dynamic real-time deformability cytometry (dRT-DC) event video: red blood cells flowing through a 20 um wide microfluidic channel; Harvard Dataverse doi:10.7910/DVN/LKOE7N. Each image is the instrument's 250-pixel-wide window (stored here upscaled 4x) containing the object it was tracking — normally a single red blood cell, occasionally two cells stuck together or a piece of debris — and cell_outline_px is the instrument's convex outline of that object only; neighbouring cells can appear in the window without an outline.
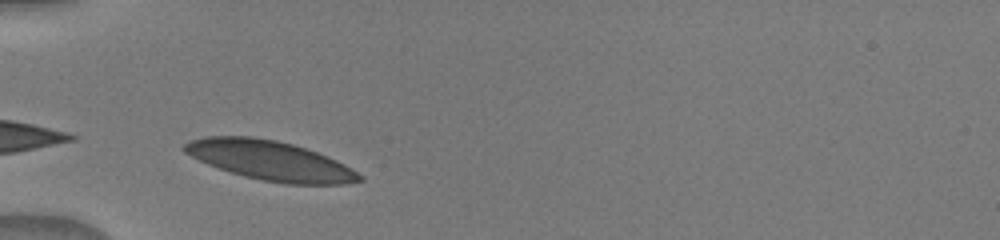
{"species": "human", "species_latin": "Homo sapiens", "temperature_condition": "warm", "stored_images_in_passage": 14, "camera_frame_rate_fps": 3000, "um_per_image_px": 0.085, "donor": {"sex": "male"}, "frame": {"image": 1, "passage_image": 1, "time_ms": 0.0, "image_size_px": [1000, 240], "cell_outline_px": [[364, 180], [344, 184], [288, 184], [264, 180], [244, 176], [208, 164], [184, 152], [180, 148], [184, 144], [192, 140], [208, 136], [252, 136], [276, 140], [292, 144], [316, 152], [336, 160], [344, 164], [364, 176]], "centroid_in_image_um": [22.98, 13.64], "position_along_channel_um": 62.0, "area_um2": 39.88}}
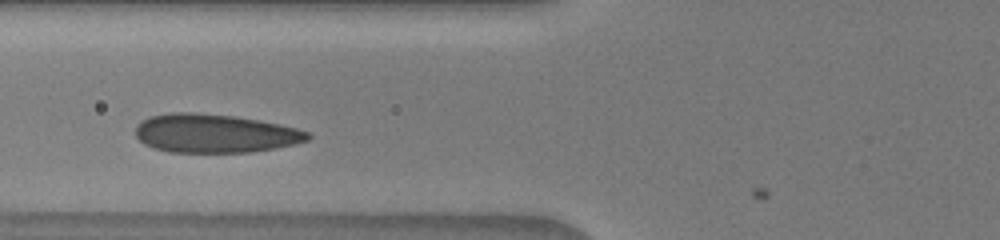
{"frame": {"image": 2, "passage_image": 5, "time_ms": 1.333, "image_size_px": [1000, 240], "cell_outline_px": [[312, 136], [308, 140], [276, 148], [252, 152], [168, 152], [144, 144], [136, 136], [136, 124], [140, 120], [148, 116], [172, 112], [192, 112], [236, 116], [260, 120], [280, 124], [296, 128], [308, 132]], "centroid_in_image_um": [18.23, 11.33], "position_along_channel_um": 107.6, "area_um2": 38.96}}
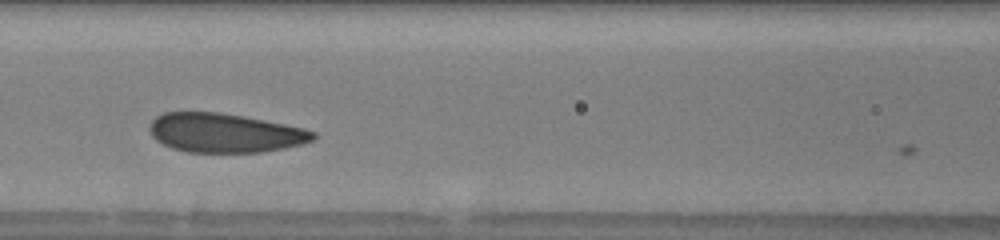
{"frame": {"image": 3, "passage_image": 8, "time_ms": 2.333, "image_size_px": [1000, 240], "cell_outline_px": [[316, 140], [284, 148], [264, 152], [188, 152], [172, 148], [156, 140], [152, 136], [148, 128], [148, 124], [156, 116], [164, 112], [220, 112], [244, 116], [304, 128], [316, 132]], "centroid_in_image_um": [19.1, 11.29], "position_along_channel_um": 147.5, "area_um2": 37.45}}